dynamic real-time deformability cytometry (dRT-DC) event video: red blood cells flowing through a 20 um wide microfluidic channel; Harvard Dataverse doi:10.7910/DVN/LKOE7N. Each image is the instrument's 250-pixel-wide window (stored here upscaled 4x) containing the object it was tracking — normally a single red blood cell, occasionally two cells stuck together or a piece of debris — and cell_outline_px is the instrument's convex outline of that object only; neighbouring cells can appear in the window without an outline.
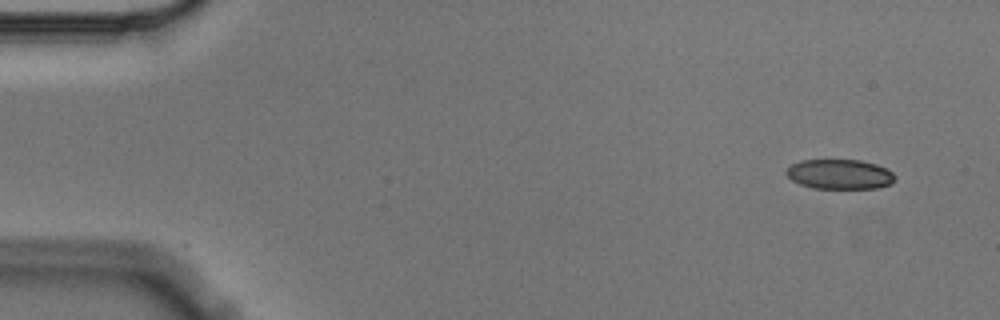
{"species": "Egyptian fruit bat (a non-hibernating species)", "species_latin": "Rousettus aegyptiacus", "temperature_condition": "cold", "stored_images_in_passage": 8, "camera_frame_rate_fps": 3000, "um_per_image_px": 0.085, "animal": {"sex": "male"}, "frame": {"image": 1, "passage_image": 1, "time_ms": 0.0, "image_size_px": [1000, 320], "cell_outline_px": [[896, 176], [892, 184], [880, 188], [812, 188], [800, 184], [792, 180], [784, 172], [792, 164], [800, 160], [860, 160], [876, 164], [888, 168]], "centroid_in_image_um": [71.4, 14.81], "position_along_channel_um": 13.6, "area_um2": 19.02}}
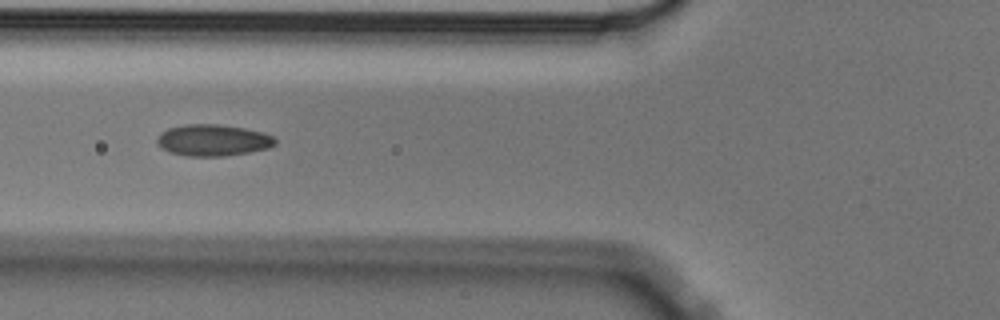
{"frame": {"image": 2, "passage_image": 6, "time_ms": 1.667, "image_size_px": [1000, 320], "cell_outline_px": [[276, 144], [268, 148], [248, 152], [224, 156], [188, 156], [168, 152], [160, 148], [156, 140], [160, 132], [168, 128], [184, 124], [220, 124], [244, 128], [264, 132], [272, 136], [276, 140]], "centroid_in_image_um": [18.07, 11.91], "position_along_channel_um": 107.7, "area_um2": 21.85}}
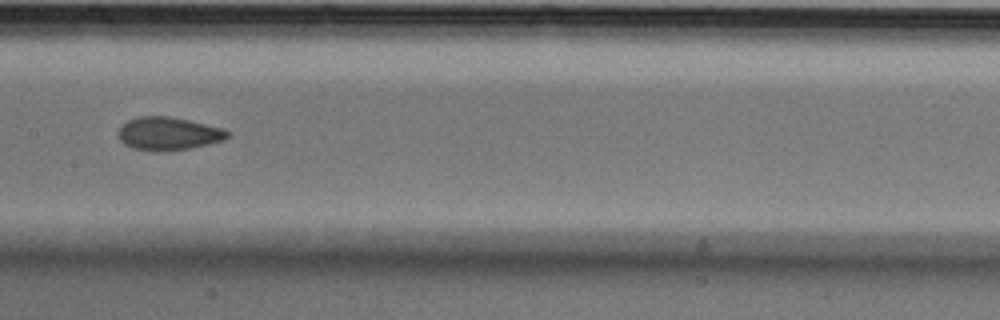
{"frame": {"image": 3, "passage_image": 8, "time_ms": 2.333, "image_size_px": [1000, 320], "cell_outline_px": [[228, 136], [224, 140], [192, 148], [156, 152], [152, 152], [132, 148], [124, 144], [120, 140], [120, 128], [128, 120], [136, 116], [168, 116], [188, 120], [224, 128], [228, 132]], "centroid_in_image_um": [14.31, 11.37], "position_along_channel_um": 193.1, "area_um2": 21.04}}